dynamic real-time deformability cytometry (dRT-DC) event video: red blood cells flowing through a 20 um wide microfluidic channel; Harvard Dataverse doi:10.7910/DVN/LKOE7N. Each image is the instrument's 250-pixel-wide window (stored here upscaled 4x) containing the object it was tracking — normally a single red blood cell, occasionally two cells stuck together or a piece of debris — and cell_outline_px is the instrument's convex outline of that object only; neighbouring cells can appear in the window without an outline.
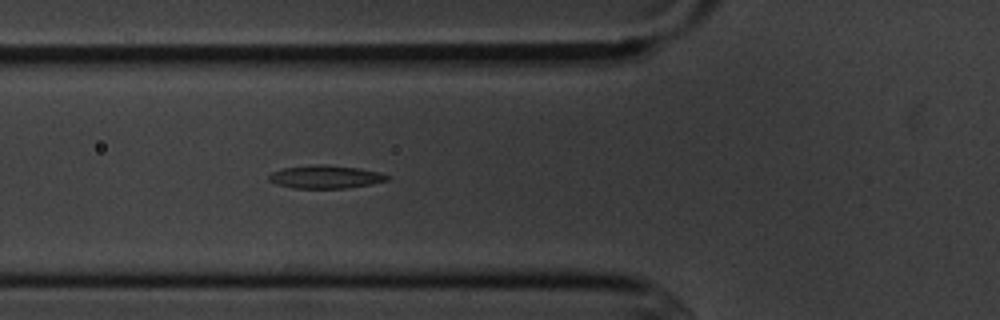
{"species": "common noctule bat (a hibernating species)", "species_latin": "Nyctalus noctula", "temperature_condition": "cold", "stored_images_in_passage": 4, "camera_frame_rate_fps": 3000, "um_per_image_px": 0.085, "animal": {"sex": "male", "body_mass_g": 20.1, "forearm_length_mm": 53.5}, "frame": {"image": 1, "passage_image": 4, "time_ms": 3.333, "image_size_px": [1000, 320], "cell_outline_px": [[392, 176], [388, 180], [372, 184], [348, 188], [292, 188], [276, 184], [268, 180], [268, 176], [272, 172], [284, 168], [316, 164], [324, 164], [360, 168], [380, 172]], "centroid_in_image_um": [27.7, 15.03], "position_along_channel_um": 98.1, "area_um2": 16.07}}